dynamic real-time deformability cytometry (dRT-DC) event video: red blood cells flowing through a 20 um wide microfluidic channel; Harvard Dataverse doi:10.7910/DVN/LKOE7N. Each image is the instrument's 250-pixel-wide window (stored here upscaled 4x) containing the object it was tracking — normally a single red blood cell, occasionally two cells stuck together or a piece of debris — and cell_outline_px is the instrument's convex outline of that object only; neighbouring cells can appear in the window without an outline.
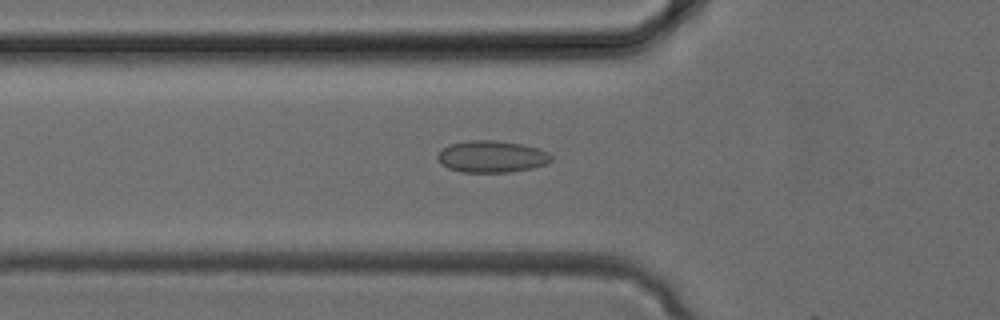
{"species": "common noctule bat (a hibernating species)", "species_latin": "Nyctalus noctula", "temperature_condition": "cold", "stored_images_in_passage": 34, "camera_frame_rate_fps": 3000, "um_per_image_px": 0.085, "animal": {"sex": "female", "body_mass_g": 24.6, "forearm_length_mm": 56.2}, "frame": {"image": 1, "passage_image": 12, "time_ms": 3.667, "image_size_px": [1000, 320], "cell_outline_px": [[552, 160], [544, 164], [532, 168], [508, 172], [460, 172], [448, 168], [440, 164], [436, 156], [448, 144], [468, 140], [496, 140], [524, 144], [540, 148], [548, 152], [552, 156]], "centroid_in_image_um": [41.79, 13.3], "position_along_channel_um": 84.0, "area_um2": 21.27}}
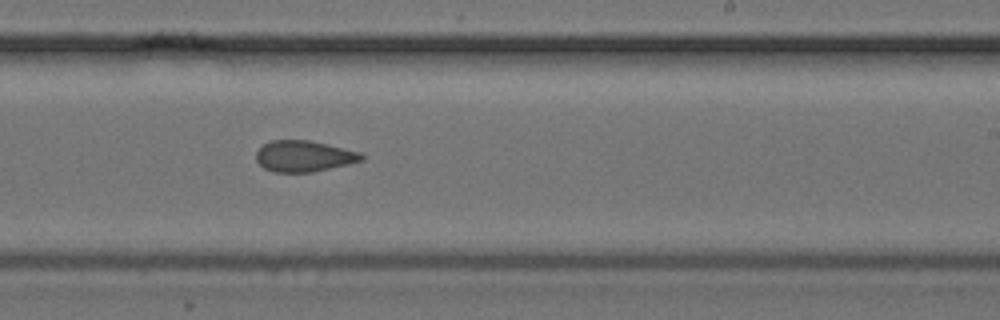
{"frame": {"image": 2, "passage_image": 21, "time_ms": 6.667, "image_size_px": [1000, 320], "cell_outline_px": [[364, 160], [348, 164], [312, 172], [272, 172], [264, 168], [256, 160], [256, 152], [264, 144], [272, 140], [308, 140], [360, 152], [364, 156]], "centroid_in_image_um": [25.82, 13.28], "position_along_channel_um": 263.2, "area_um2": 18.96}}
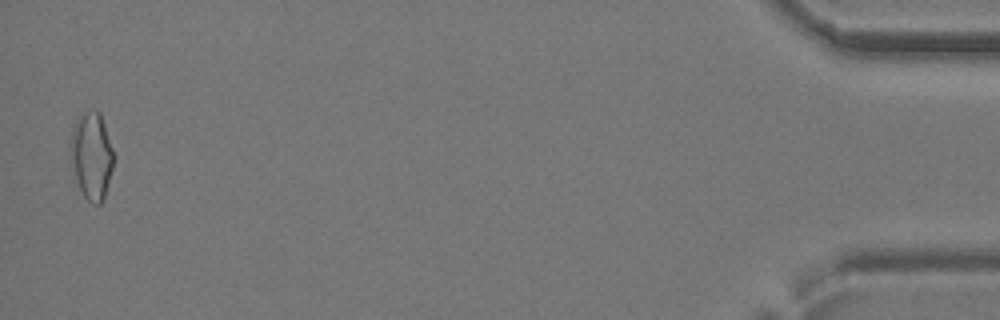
{"frame": {"image": 3, "passage_image": 34, "time_ms": 11.0, "image_size_px": [1000, 320], "cell_outline_px": [[116, 160], [104, 200], [100, 204], [92, 204], [80, 192], [68, 156], [68, 144], [72, 128], [80, 116], [84, 112], [96, 108], [100, 112], [116, 156]], "centroid_in_image_um": [7.79, 13.25], "position_along_channel_um": 427.4, "area_um2": 23.0}}